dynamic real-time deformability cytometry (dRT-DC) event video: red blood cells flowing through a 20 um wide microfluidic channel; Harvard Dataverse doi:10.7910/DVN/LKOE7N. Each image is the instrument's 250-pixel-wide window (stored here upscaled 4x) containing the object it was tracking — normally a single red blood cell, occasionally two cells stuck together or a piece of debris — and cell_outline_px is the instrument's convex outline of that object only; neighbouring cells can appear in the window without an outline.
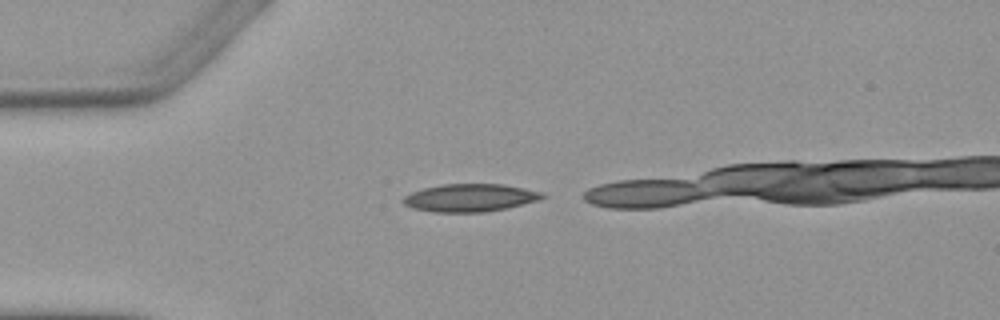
{"species": "Egyptian fruit bat (a non-hibernating species)", "species_latin": "Rousettus aegyptiacus", "temperature_condition": "warm", "stored_images_in_passage": 2, "camera_frame_rate_fps": 3000, "um_per_image_px": 0.085, "animal": {"sex": "female"}, "frame": {"image": 1, "passage_image": 1, "time_ms": 0.0, "image_size_px": [1000, 320], "cell_outline_px": [[548, 196], [540, 200], [508, 208], [484, 212], [432, 212], [412, 208], [404, 204], [400, 200], [404, 196], [412, 192], [424, 188], [444, 184], [504, 184], [544, 192]], "centroid_in_image_um": [39.99, 16.81], "position_along_channel_um": 45.0, "area_um2": 22.77}}